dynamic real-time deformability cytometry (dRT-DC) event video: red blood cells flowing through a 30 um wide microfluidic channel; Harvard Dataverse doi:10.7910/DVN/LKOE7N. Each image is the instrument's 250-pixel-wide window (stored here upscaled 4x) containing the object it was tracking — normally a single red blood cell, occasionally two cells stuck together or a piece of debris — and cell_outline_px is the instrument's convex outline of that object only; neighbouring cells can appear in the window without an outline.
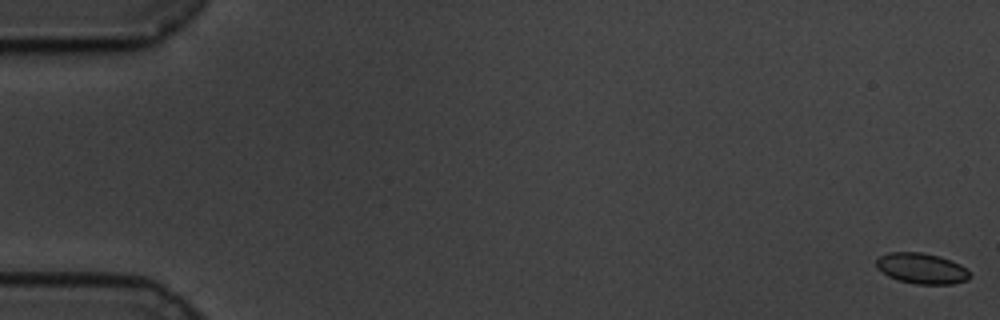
{"species": "common noctule bat (a hibernating species)", "species_latin": "Nyctalus noctula", "temperature_condition": "cold", "stored_images_in_passage": 60, "camera_frame_rate_fps": 3000, "um_per_image_px": 0.085, "animal": {"sex": "male", "body_mass_g": 19.5, "forearm_length_mm": 54.6}, "frame": {"image": 1, "passage_image": 1, "time_ms": 0.0, "image_size_px": [1000, 320], "cell_outline_px": [[972, 276], [968, 280], [952, 284], [916, 284], [900, 280], [888, 276], [876, 268], [876, 260], [880, 256], [888, 252], [924, 252], [940, 256], [960, 264]], "centroid_in_image_um": [78.33, 22.81], "position_along_channel_um": 6.7, "area_um2": 16.76}}
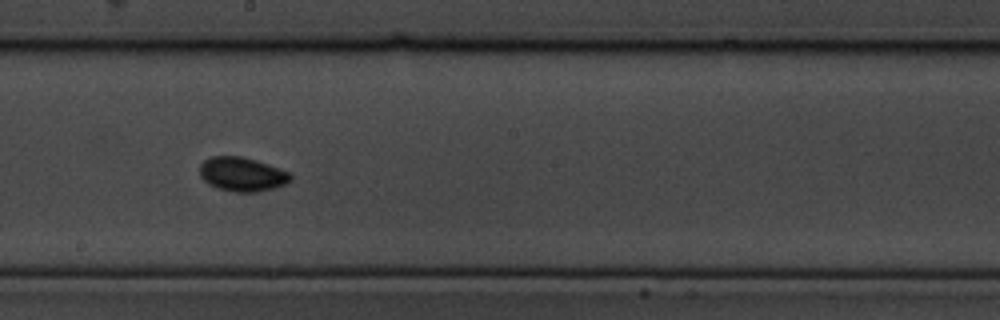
{"frame": {"image": 2, "passage_image": 34, "time_ms": 11.0, "image_size_px": [1000, 320], "cell_outline_px": [[292, 180], [288, 184], [256, 192], [232, 192], [216, 188], [208, 184], [200, 176], [200, 164], [204, 160], [212, 156], [240, 156], [256, 160], [268, 164], [288, 172], [292, 176]], "centroid_in_image_um": [20.57, 14.82], "position_along_channel_um": 227.6, "area_um2": 18.15}}
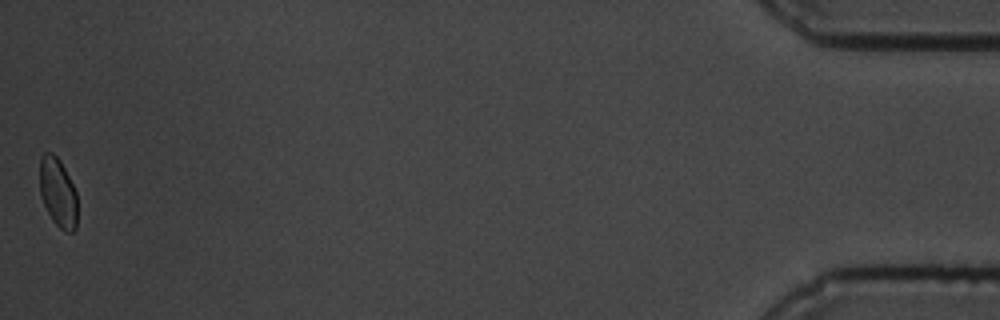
{"frame": {"image": 3, "passage_image": 60, "time_ms": 19.667, "image_size_px": [1000, 320], "cell_outline_px": [[76, 228], [72, 232], [64, 232], [52, 220], [40, 196], [40, 156], [44, 152], [52, 152], [60, 160], [76, 192]], "centroid_in_image_um": [4.91, 16.36], "position_along_channel_um": 430.3, "area_um2": 15.09}, "authors_computed_cell_mechanics": {"area_um2": 16.7331, "velocity_mm_per_s": 3.3948, "shape_relaxation_time_tau1_ms": 2.3434, "shape_relaxation_time_tau2_ms": 5.698, "deformation_change_tau1": 0.0616, "deformation_change_tau2": 0.0612}}